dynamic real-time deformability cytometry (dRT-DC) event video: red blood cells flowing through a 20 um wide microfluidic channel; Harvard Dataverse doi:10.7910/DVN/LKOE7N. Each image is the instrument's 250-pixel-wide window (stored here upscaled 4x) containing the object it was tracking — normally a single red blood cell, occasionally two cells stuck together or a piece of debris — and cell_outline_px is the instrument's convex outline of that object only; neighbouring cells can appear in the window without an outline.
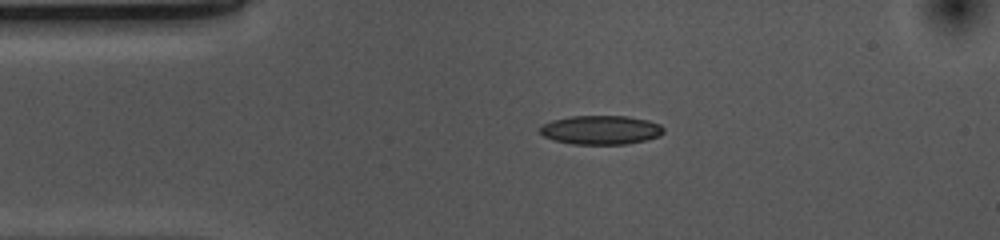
{"species": "common noctule bat (a hibernating species)", "species_latin": "Nyctalus noctula", "temperature_condition": "cold", "stored_images_in_passage": 43, "camera_frame_rate_fps": 3000, "um_per_image_px": 0.085, "animal": {"sex": "female", "body_mass_g": 10.0, "forearm_length_mm": 53.1}, "frame": {"image": 1, "passage_image": 1, "time_ms": 0.0, "image_size_px": [1000, 240], "cell_outline_px": [[664, 132], [660, 136], [648, 140], [624, 144], [572, 144], [552, 140], [544, 136], [540, 132], [540, 128], [544, 124], [552, 120], [568, 116], [628, 116], [648, 120], [660, 124], [664, 128]], "centroid_in_image_um": [51.09, 11.04], "position_along_channel_um": 33.9, "area_um2": 21.04}}
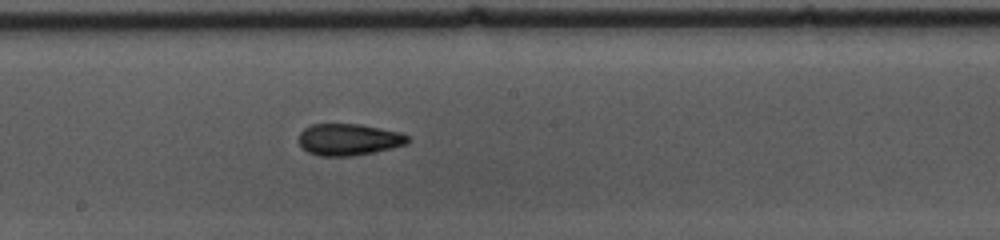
{"frame": {"image": 2, "passage_image": 18, "time_ms": 5.667, "image_size_px": [1000, 240], "cell_outline_px": [[412, 140], [404, 144], [392, 148], [352, 156], [320, 156], [308, 152], [300, 144], [300, 132], [304, 128], [312, 124], [360, 124], [400, 132], [408, 136]], "centroid_in_image_um": [29.65, 11.85], "position_along_channel_um": 218.5, "area_um2": 20.0}}
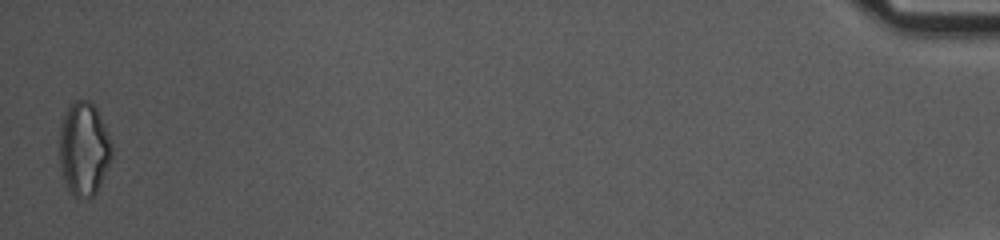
{"frame": {"image": 3, "passage_image": 43, "time_ms": 14.0, "image_size_px": [1000, 240], "cell_outline_px": [[112, 156], [100, 184], [96, 192], [92, 196], [72, 196], [64, 180], [60, 164], [60, 124], [68, 108], [76, 100], [88, 100], [96, 108], [108, 132], [112, 144]], "centroid_in_image_um": [7.13, 12.64], "position_along_channel_um": 428.1, "area_um2": 28.15}, "authors_computed_cell_mechanics": {"area_um2": 20.1722, "velocity_mm_per_s": 3.712, "shape_relaxation_time_tau1_ms": 4.2243, "shape_relaxation_time_tau2_ms": 5.0683, "deformation_change_tau1": 0.1139, "deformation_change_tau2": 0.1275}}